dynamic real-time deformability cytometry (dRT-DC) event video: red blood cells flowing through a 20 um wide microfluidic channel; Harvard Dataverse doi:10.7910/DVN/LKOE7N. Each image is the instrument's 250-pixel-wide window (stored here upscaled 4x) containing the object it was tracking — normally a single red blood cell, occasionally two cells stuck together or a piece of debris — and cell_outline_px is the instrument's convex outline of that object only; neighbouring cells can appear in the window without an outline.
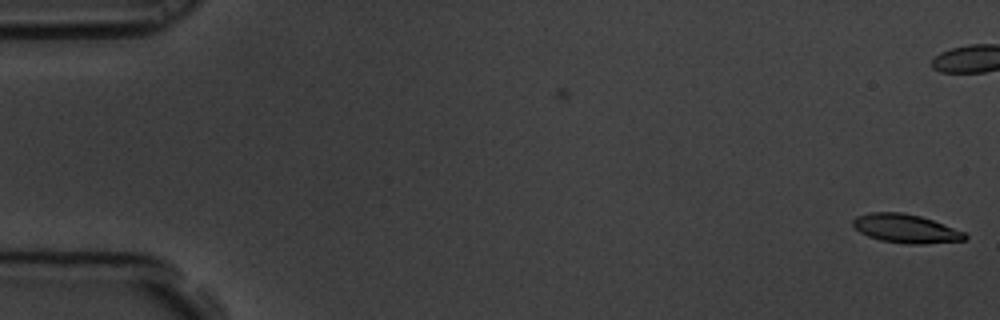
{"species": "common noctule bat (a hibernating species)", "species_latin": "Nyctalus noctula", "temperature_condition": "room temperature", "stored_images_in_passage": 6, "camera_frame_rate_fps": 3000, "um_per_image_px": 0.085, "animal": {"sex": "male", "body_mass_g": 19.5, "forearm_length_mm": 54.6}, "frame": {"image": 1, "passage_image": 6, "time_ms": 1.667, "image_size_px": [1000, 320], "cell_outline_px": [[968, 236], [964, 240], [924, 244], [904, 244], [880, 240], [868, 236], [860, 232], [852, 224], [852, 220], [856, 216], [868, 212], [900, 212], [920, 216], [932, 220], [964, 232]], "centroid_in_image_um": [76.95, 19.43], "position_along_channel_um": 8.0, "area_um2": 18.67}}